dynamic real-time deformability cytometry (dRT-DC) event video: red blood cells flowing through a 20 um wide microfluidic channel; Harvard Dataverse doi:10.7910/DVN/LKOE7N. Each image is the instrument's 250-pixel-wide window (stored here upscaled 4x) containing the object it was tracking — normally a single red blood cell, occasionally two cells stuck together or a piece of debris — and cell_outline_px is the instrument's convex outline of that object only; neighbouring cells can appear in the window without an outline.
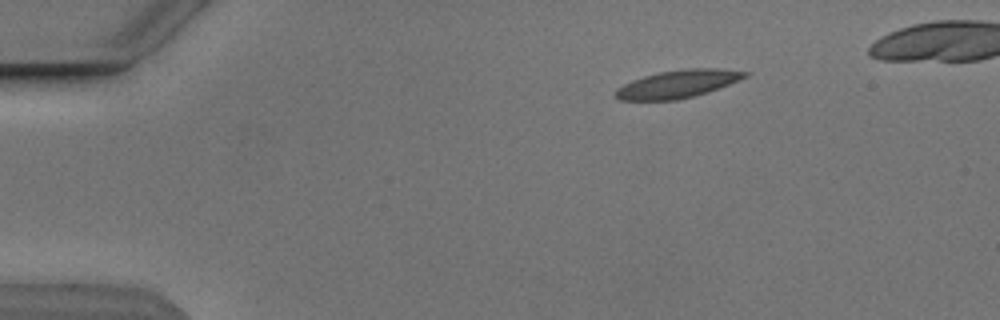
{"species": "Egyptian fruit bat (a non-hibernating species)", "species_latin": "Rousettus aegyptiacus", "temperature_condition": "cold", "stored_images_in_passage": 5, "camera_frame_rate_fps": 3000, "um_per_image_px": 0.085, "animal": {"sex": "male"}, "frame": {"image": 1, "passage_image": 1, "time_ms": 0.0, "image_size_px": [1000, 320], "cell_outline_px": [[752, 72], [748, 76], [728, 84], [692, 96], [676, 100], [620, 100], [616, 96], [616, 92], [624, 84], [644, 76], [660, 72], [688, 68], [716, 68]], "centroid_in_image_um": [57.64, 7.12], "position_along_channel_um": 27.4, "area_um2": 20.4}}